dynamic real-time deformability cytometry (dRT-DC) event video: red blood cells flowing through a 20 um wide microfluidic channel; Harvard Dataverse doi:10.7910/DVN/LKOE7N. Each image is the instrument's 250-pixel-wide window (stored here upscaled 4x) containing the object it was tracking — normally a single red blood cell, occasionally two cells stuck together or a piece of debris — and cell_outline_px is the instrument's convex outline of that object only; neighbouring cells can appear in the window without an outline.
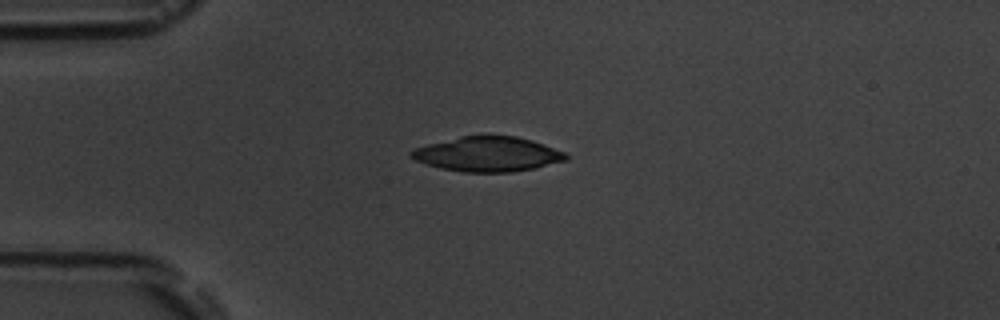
{"species": "common noctule bat (a hibernating species)", "species_latin": "Nyctalus noctula", "temperature_condition": "room temperature", "stored_images_in_passage": 3, "camera_frame_rate_fps": 3000, "um_per_image_px": 0.085, "animal": {"sex": "male", "body_mass_g": 19.5, "forearm_length_mm": 54.6}, "frame": {"image": 1, "passage_image": 1, "time_ms": 0.0, "image_size_px": [1000, 320], "cell_outline_px": [[568, 160], [536, 168], [512, 172], [464, 172], [440, 168], [424, 164], [408, 156], [408, 152], [416, 148], [428, 144], [460, 136], [516, 136], [532, 140], [564, 152], [568, 156]], "centroid_in_image_um": [41.44, 13.11], "position_along_channel_um": 43.6, "area_um2": 31.33}}